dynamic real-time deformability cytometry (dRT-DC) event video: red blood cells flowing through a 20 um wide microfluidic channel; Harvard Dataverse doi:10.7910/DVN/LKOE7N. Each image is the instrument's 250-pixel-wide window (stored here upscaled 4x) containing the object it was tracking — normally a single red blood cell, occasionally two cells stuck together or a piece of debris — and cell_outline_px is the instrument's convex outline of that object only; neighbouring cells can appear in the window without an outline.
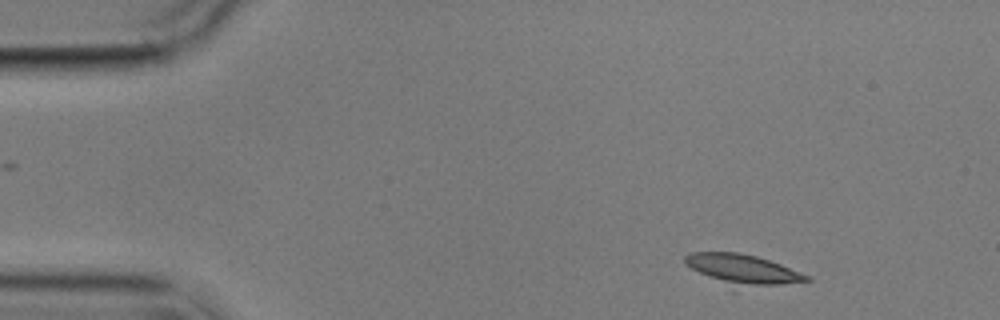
{"species": "common noctule bat (a hibernating species)", "species_latin": "Nyctalus noctula", "temperature_condition": "cold", "stored_images_in_passage": 2, "camera_frame_rate_fps": 3000, "um_per_image_px": 0.085, "animal": {"sex": "male", "body_mass_g": 17.9}, "frame": {"image": 1, "passage_image": 2, "time_ms": 1.333, "image_size_px": [1000, 320], "cell_outline_px": [[812, 280], [736, 292], [732, 292], [692, 268], [684, 260], [684, 256], [688, 252], [736, 252], [756, 256], [780, 264], [812, 276]], "centroid_in_image_um": [63.14, 23.0], "position_along_channel_um": 21.9, "area_um2": 22.72}}